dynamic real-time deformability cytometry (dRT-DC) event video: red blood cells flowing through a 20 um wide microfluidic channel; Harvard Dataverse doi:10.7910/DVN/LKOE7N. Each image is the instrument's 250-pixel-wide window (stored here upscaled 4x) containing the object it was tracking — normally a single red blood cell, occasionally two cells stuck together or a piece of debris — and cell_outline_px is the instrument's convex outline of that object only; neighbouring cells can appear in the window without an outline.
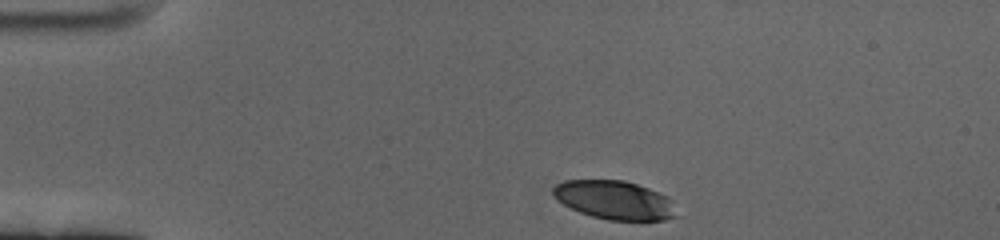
{"species": "human", "species_latin": "Homo sapiens", "temperature_condition": "cold", "stored_images_in_passage": 50, "camera_frame_rate_fps": 3000, "um_per_image_px": 0.085, "donor": {"sex": "female"}, "frame": {"image": 1, "passage_image": 1, "time_ms": 0.0, "image_size_px": [1000, 240], "cell_outline_px": [[684, 216], [664, 220], [608, 220], [592, 216], [580, 212], [556, 200], [552, 196], [552, 188], [556, 184], [564, 180], [624, 180], [648, 188], [668, 196], [672, 200]], "centroid_in_image_um": [52.31, 17.02], "position_along_channel_um": 32.7, "area_um2": 28.38}}
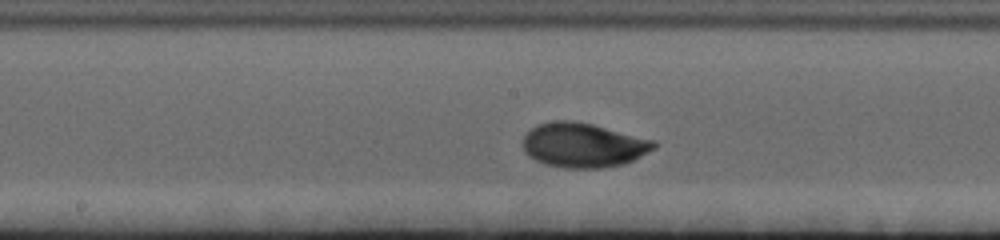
{"frame": {"image": 2, "passage_image": 21, "time_ms": 6.667, "image_size_px": [1000, 240], "cell_outline_px": [[656, 148], [624, 164], [600, 168], [564, 168], [544, 164], [528, 156], [524, 152], [524, 136], [536, 124], [556, 120], [572, 120], [592, 124], [656, 140]], "centroid_in_image_um": [49.58, 12.33], "position_along_channel_um": 198.6, "area_um2": 34.04}}
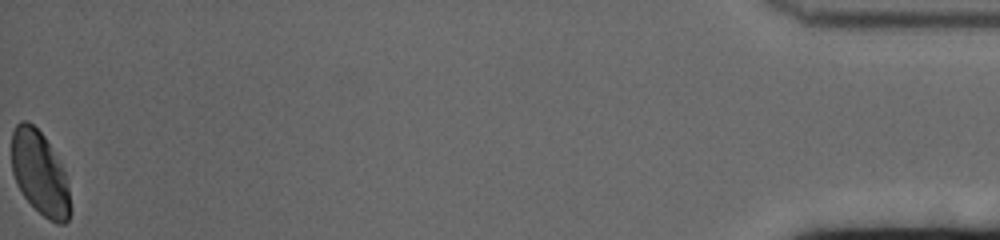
{"frame": {"image": 3, "passage_image": 50, "time_ms": 16.333, "image_size_px": [1000, 240], "cell_outline_px": [[68, 220], [64, 224], [56, 224], [48, 220], [24, 196], [16, 184], [12, 172], [12, 132], [16, 124], [20, 120], [28, 120], [44, 136], [60, 164], [64, 172], [68, 188]], "centroid_in_image_um": [3.33, 14.7], "position_along_channel_um": 431.9, "area_um2": 28.03}, "authors_computed_cell_mechanics": {"area_um2": 31.7611, "velocity_mm_per_s": 3.3558, "shape_relaxation_time_tau1_ms": 3.4309, "shape_relaxation_time_tau2_ms": null, "deformation_change_tau1": 0.1648, "deformation_change_tau2": null}}